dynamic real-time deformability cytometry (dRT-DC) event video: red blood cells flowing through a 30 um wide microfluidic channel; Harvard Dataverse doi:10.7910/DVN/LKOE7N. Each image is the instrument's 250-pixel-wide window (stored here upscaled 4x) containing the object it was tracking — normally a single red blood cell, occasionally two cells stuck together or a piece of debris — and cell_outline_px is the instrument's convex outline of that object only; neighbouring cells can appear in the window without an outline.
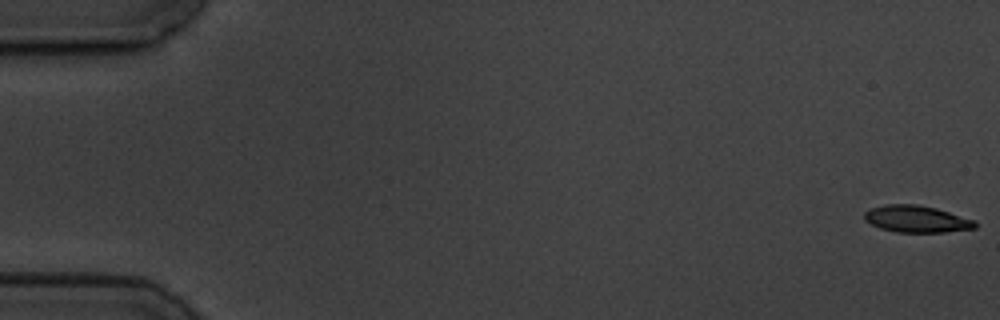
{"species": "common noctule bat (a hibernating species)", "species_latin": "Nyctalus noctula", "temperature_condition": "cold", "stored_images_in_passage": 3, "camera_frame_rate_fps": 3000, "um_per_image_px": 0.085, "animal": {"sex": "male", "body_mass_g": 19.5, "forearm_length_mm": 54.6}, "frame": {"image": 1, "passage_image": 1, "time_ms": 0.0, "image_size_px": [1000, 320], "cell_outline_px": [[976, 228], [944, 232], [896, 232], [880, 228], [864, 220], [864, 212], [868, 208], [884, 204], [916, 204], [936, 208], [976, 220]], "centroid_in_image_um": [77.88, 18.6], "position_along_channel_um": 7.1, "area_um2": 17.46}}